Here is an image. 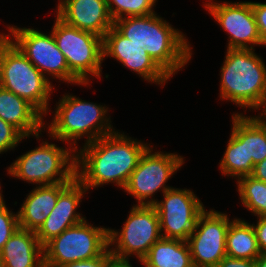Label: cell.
<instances>
[{"label": "cell", "mask_w": 266, "mask_h": 267, "mask_svg": "<svg viewBox=\"0 0 266 267\" xmlns=\"http://www.w3.org/2000/svg\"><path fill=\"white\" fill-rule=\"evenodd\" d=\"M149 147L118 131L100 137L76 151V178L87 190L112 182L124 189Z\"/></svg>", "instance_id": "6da1fadb"}, {"label": "cell", "mask_w": 266, "mask_h": 267, "mask_svg": "<svg viewBox=\"0 0 266 267\" xmlns=\"http://www.w3.org/2000/svg\"><path fill=\"white\" fill-rule=\"evenodd\" d=\"M113 27L145 49L170 77L191 59V46L185 35L156 13L117 19Z\"/></svg>", "instance_id": "7a4b0ae2"}, {"label": "cell", "mask_w": 266, "mask_h": 267, "mask_svg": "<svg viewBox=\"0 0 266 267\" xmlns=\"http://www.w3.org/2000/svg\"><path fill=\"white\" fill-rule=\"evenodd\" d=\"M253 49H227L221 67L220 97L257 110L266 93V65Z\"/></svg>", "instance_id": "3957f363"}, {"label": "cell", "mask_w": 266, "mask_h": 267, "mask_svg": "<svg viewBox=\"0 0 266 267\" xmlns=\"http://www.w3.org/2000/svg\"><path fill=\"white\" fill-rule=\"evenodd\" d=\"M56 104L54 116L47 128L48 134L52 139L69 142L76 151V140L83 136H87V144L115 132L110 117L106 116L108 107L105 105L87 102L69 94L63 95Z\"/></svg>", "instance_id": "277c9868"}, {"label": "cell", "mask_w": 266, "mask_h": 267, "mask_svg": "<svg viewBox=\"0 0 266 267\" xmlns=\"http://www.w3.org/2000/svg\"><path fill=\"white\" fill-rule=\"evenodd\" d=\"M49 81L18 48L0 34V86L32 104L42 115L50 108Z\"/></svg>", "instance_id": "5b68a950"}, {"label": "cell", "mask_w": 266, "mask_h": 267, "mask_svg": "<svg viewBox=\"0 0 266 267\" xmlns=\"http://www.w3.org/2000/svg\"><path fill=\"white\" fill-rule=\"evenodd\" d=\"M7 171L10 176L37 186L71 182L76 177V150L43 141L16 159Z\"/></svg>", "instance_id": "8992f818"}, {"label": "cell", "mask_w": 266, "mask_h": 267, "mask_svg": "<svg viewBox=\"0 0 266 267\" xmlns=\"http://www.w3.org/2000/svg\"><path fill=\"white\" fill-rule=\"evenodd\" d=\"M52 34L64 54L69 71L81 82L89 83L91 76L101 77L103 38L65 23L56 15ZM91 75V76H90Z\"/></svg>", "instance_id": "52a82bcc"}, {"label": "cell", "mask_w": 266, "mask_h": 267, "mask_svg": "<svg viewBox=\"0 0 266 267\" xmlns=\"http://www.w3.org/2000/svg\"><path fill=\"white\" fill-rule=\"evenodd\" d=\"M109 228L94 227L85 219L64 230L43 246L44 266L90 260L101 256L109 248Z\"/></svg>", "instance_id": "ba28073f"}, {"label": "cell", "mask_w": 266, "mask_h": 267, "mask_svg": "<svg viewBox=\"0 0 266 267\" xmlns=\"http://www.w3.org/2000/svg\"><path fill=\"white\" fill-rule=\"evenodd\" d=\"M160 238L159 215L153 205H134L121 232L110 228L108 232L112 255L128 259L135 255L140 263Z\"/></svg>", "instance_id": "9c48e42d"}, {"label": "cell", "mask_w": 266, "mask_h": 267, "mask_svg": "<svg viewBox=\"0 0 266 267\" xmlns=\"http://www.w3.org/2000/svg\"><path fill=\"white\" fill-rule=\"evenodd\" d=\"M10 32L4 34L28 60L45 76L46 74L63 82L78 85L81 83L70 71L64 54L59 50L52 31L42 33L32 28L8 26Z\"/></svg>", "instance_id": "30bf717a"}, {"label": "cell", "mask_w": 266, "mask_h": 267, "mask_svg": "<svg viewBox=\"0 0 266 267\" xmlns=\"http://www.w3.org/2000/svg\"><path fill=\"white\" fill-rule=\"evenodd\" d=\"M152 150L150 146L144 152L124 187L125 192L138 200L137 205H153L157 201L153 195L158 190L164 193L172 188L166 186V182L184 163V157L178 154L152 153Z\"/></svg>", "instance_id": "8fae6325"}, {"label": "cell", "mask_w": 266, "mask_h": 267, "mask_svg": "<svg viewBox=\"0 0 266 267\" xmlns=\"http://www.w3.org/2000/svg\"><path fill=\"white\" fill-rule=\"evenodd\" d=\"M164 200L153 206L159 215L162 238L188 241L199 215L205 210L200 199L189 189L170 188L163 193Z\"/></svg>", "instance_id": "7c38bea8"}, {"label": "cell", "mask_w": 266, "mask_h": 267, "mask_svg": "<svg viewBox=\"0 0 266 267\" xmlns=\"http://www.w3.org/2000/svg\"><path fill=\"white\" fill-rule=\"evenodd\" d=\"M231 221L227 214L204 210L189 236L188 244L194 267H217L226 256V233Z\"/></svg>", "instance_id": "4fadbf2b"}, {"label": "cell", "mask_w": 266, "mask_h": 267, "mask_svg": "<svg viewBox=\"0 0 266 267\" xmlns=\"http://www.w3.org/2000/svg\"><path fill=\"white\" fill-rule=\"evenodd\" d=\"M204 6L228 33L227 49H253V45H262L251 2L221 4L210 0Z\"/></svg>", "instance_id": "5bb4252c"}, {"label": "cell", "mask_w": 266, "mask_h": 267, "mask_svg": "<svg viewBox=\"0 0 266 267\" xmlns=\"http://www.w3.org/2000/svg\"><path fill=\"white\" fill-rule=\"evenodd\" d=\"M103 57H111L141 76L145 81L164 86L170 76L145 49L121 35L113 26L103 37Z\"/></svg>", "instance_id": "9a60e30c"}, {"label": "cell", "mask_w": 266, "mask_h": 267, "mask_svg": "<svg viewBox=\"0 0 266 267\" xmlns=\"http://www.w3.org/2000/svg\"><path fill=\"white\" fill-rule=\"evenodd\" d=\"M87 189L75 177L58 195L56 206L44 223L35 232L38 241L44 246L48 241L60 235L64 230L85 220L76 209L80 205Z\"/></svg>", "instance_id": "2e32d148"}, {"label": "cell", "mask_w": 266, "mask_h": 267, "mask_svg": "<svg viewBox=\"0 0 266 267\" xmlns=\"http://www.w3.org/2000/svg\"><path fill=\"white\" fill-rule=\"evenodd\" d=\"M57 16L80 30L104 37L113 26L106 0H59Z\"/></svg>", "instance_id": "e0dca14e"}, {"label": "cell", "mask_w": 266, "mask_h": 267, "mask_svg": "<svg viewBox=\"0 0 266 267\" xmlns=\"http://www.w3.org/2000/svg\"><path fill=\"white\" fill-rule=\"evenodd\" d=\"M42 115L32 104L0 86V118L12 124L27 138L30 135L39 140L44 126Z\"/></svg>", "instance_id": "ac0fdd59"}, {"label": "cell", "mask_w": 266, "mask_h": 267, "mask_svg": "<svg viewBox=\"0 0 266 267\" xmlns=\"http://www.w3.org/2000/svg\"><path fill=\"white\" fill-rule=\"evenodd\" d=\"M69 183L61 182L34 188L17 212L19 228L36 232L56 206L59 193Z\"/></svg>", "instance_id": "d6986e66"}, {"label": "cell", "mask_w": 266, "mask_h": 267, "mask_svg": "<svg viewBox=\"0 0 266 267\" xmlns=\"http://www.w3.org/2000/svg\"><path fill=\"white\" fill-rule=\"evenodd\" d=\"M2 267H45L36 233L18 228L0 251Z\"/></svg>", "instance_id": "ffe728a7"}, {"label": "cell", "mask_w": 266, "mask_h": 267, "mask_svg": "<svg viewBox=\"0 0 266 267\" xmlns=\"http://www.w3.org/2000/svg\"><path fill=\"white\" fill-rule=\"evenodd\" d=\"M232 118L231 135L219 167L223 176L240 178L251 175L254 165L252 160H247L246 116L234 113Z\"/></svg>", "instance_id": "44dd1931"}, {"label": "cell", "mask_w": 266, "mask_h": 267, "mask_svg": "<svg viewBox=\"0 0 266 267\" xmlns=\"http://www.w3.org/2000/svg\"><path fill=\"white\" fill-rule=\"evenodd\" d=\"M144 267H194L187 241L160 238L141 260Z\"/></svg>", "instance_id": "7402d4cb"}, {"label": "cell", "mask_w": 266, "mask_h": 267, "mask_svg": "<svg viewBox=\"0 0 266 267\" xmlns=\"http://www.w3.org/2000/svg\"><path fill=\"white\" fill-rule=\"evenodd\" d=\"M226 256L255 260L260 254L252 224L245 220L231 221L226 233Z\"/></svg>", "instance_id": "603a6c76"}, {"label": "cell", "mask_w": 266, "mask_h": 267, "mask_svg": "<svg viewBox=\"0 0 266 267\" xmlns=\"http://www.w3.org/2000/svg\"><path fill=\"white\" fill-rule=\"evenodd\" d=\"M240 200L255 216H266V183L251 175L237 180Z\"/></svg>", "instance_id": "cb8c5ba5"}, {"label": "cell", "mask_w": 266, "mask_h": 267, "mask_svg": "<svg viewBox=\"0 0 266 267\" xmlns=\"http://www.w3.org/2000/svg\"><path fill=\"white\" fill-rule=\"evenodd\" d=\"M246 151L253 165L266 158V126L254 116H246Z\"/></svg>", "instance_id": "d4e9b609"}, {"label": "cell", "mask_w": 266, "mask_h": 267, "mask_svg": "<svg viewBox=\"0 0 266 267\" xmlns=\"http://www.w3.org/2000/svg\"><path fill=\"white\" fill-rule=\"evenodd\" d=\"M113 19L147 16L156 13L153 9L157 0H106Z\"/></svg>", "instance_id": "484cf974"}, {"label": "cell", "mask_w": 266, "mask_h": 267, "mask_svg": "<svg viewBox=\"0 0 266 267\" xmlns=\"http://www.w3.org/2000/svg\"><path fill=\"white\" fill-rule=\"evenodd\" d=\"M18 228V213L8 210L3 200L0 203V251Z\"/></svg>", "instance_id": "4316f807"}, {"label": "cell", "mask_w": 266, "mask_h": 267, "mask_svg": "<svg viewBox=\"0 0 266 267\" xmlns=\"http://www.w3.org/2000/svg\"><path fill=\"white\" fill-rule=\"evenodd\" d=\"M25 138L17 128L0 118V154L14 149Z\"/></svg>", "instance_id": "83f0119b"}, {"label": "cell", "mask_w": 266, "mask_h": 267, "mask_svg": "<svg viewBox=\"0 0 266 267\" xmlns=\"http://www.w3.org/2000/svg\"><path fill=\"white\" fill-rule=\"evenodd\" d=\"M262 46H266V3L251 2Z\"/></svg>", "instance_id": "f1b7e54d"}, {"label": "cell", "mask_w": 266, "mask_h": 267, "mask_svg": "<svg viewBox=\"0 0 266 267\" xmlns=\"http://www.w3.org/2000/svg\"><path fill=\"white\" fill-rule=\"evenodd\" d=\"M261 253H266V216H259L257 224H252Z\"/></svg>", "instance_id": "f546056e"}, {"label": "cell", "mask_w": 266, "mask_h": 267, "mask_svg": "<svg viewBox=\"0 0 266 267\" xmlns=\"http://www.w3.org/2000/svg\"><path fill=\"white\" fill-rule=\"evenodd\" d=\"M106 265V251L99 257L84 260V261H76L63 264L59 267H105Z\"/></svg>", "instance_id": "4dcf8cb0"}, {"label": "cell", "mask_w": 266, "mask_h": 267, "mask_svg": "<svg viewBox=\"0 0 266 267\" xmlns=\"http://www.w3.org/2000/svg\"><path fill=\"white\" fill-rule=\"evenodd\" d=\"M217 267H255V260L238 259L225 256Z\"/></svg>", "instance_id": "1f68e13d"}, {"label": "cell", "mask_w": 266, "mask_h": 267, "mask_svg": "<svg viewBox=\"0 0 266 267\" xmlns=\"http://www.w3.org/2000/svg\"><path fill=\"white\" fill-rule=\"evenodd\" d=\"M128 258H120L112 255L110 249L106 250V265L105 267H132Z\"/></svg>", "instance_id": "d6a6232c"}, {"label": "cell", "mask_w": 266, "mask_h": 267, "mask_svg": "<svg viewBox=\"0 0 266 267\" xmlns=\"http://www.w3.org/2000/svg\"><path fill=\"white\" fill-rule=\"evenodd\" d=\"M251 176L266 183V158L254 165Z\"/></svg>", "instance_id": "836d02e7"}, {"label": "cell", "mask_w": 266, "mask_h": 267, "mask_svg": "<svg viewBox=\"0 0 266 267\" xmlns=\"http://www.w3.org/2000/svg\"><path fill=\"white\" fill-rule=\"evenodd\" d=\"M259 108H263V109H261L262 112H260L259 116L257 115V116H254V117L259 122H261L263 125L266 126V93H265V95L263 97V100H262L261 104L258 106L257 110H259Z\"/></svg>", "instance_id": "e575fe53"}, {"label": "cell", "mask_w": 266, "mask_h": 267, "mask_svg": "<svg viewBox=\"0 0 266 267\" xmlns=\"http://www.w3.org/2000/svg\"><path fill=\"white\" fill-rule=\"evenodd\" d=\"M255 267H266V253H261L255 259Z\"/></svg>", "instance_id": "d590c367"}, {"label": "cell", "mask_w": 266, "mask_h": 267, "mask_svg": "<svg viewBox=\"0 0 266 267\" xmlns=\"http://www.w3.org/2000/svg\"><path fill=\"white\" fill-rule=\"evenodd\" d=\"M2 191H1V186H0V203L4 200L3 199V194L1 193Z\"/></svg>", "instance_id": "8d00e7d4"}]
</instances>
